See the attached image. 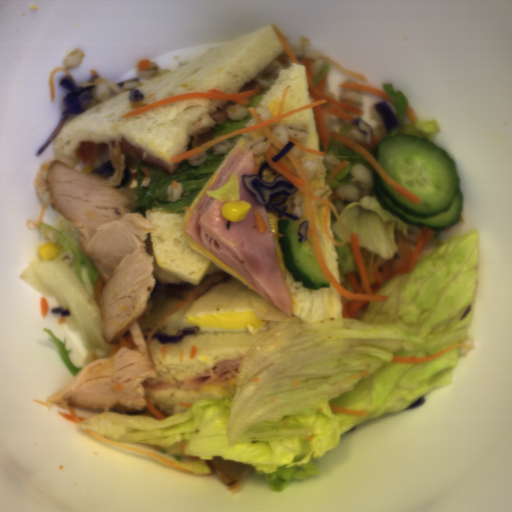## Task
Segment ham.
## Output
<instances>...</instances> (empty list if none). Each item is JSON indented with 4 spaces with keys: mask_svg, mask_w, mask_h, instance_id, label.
<instances>
[{
    "mask_svg": "<svg viewBox=\"0 0 512 512\" xmlns=\"http://www.w3.org/2000/svg\"><path fill=\"white\" fill-rule=\"evenodd\" d=\"M258 172L253 149L246 148L229 158L198 200L186 229L192 238L245 279L253 295L265 297L291 317L292 309L268 210L243 182V176ZM232 173L239 177V201L251 204L242 221L226 219L222 215V206L229 201H220L207 194V191L227 184Z\"/></svg>",
    "mask_w": 512,
    "mask_h": 512,
    "instance_id": "1",
    "label": "ham"
},
{
    "mask_svg": "<svg viewBox=\"0 0 512 512\" xmlns=\"http://www.w3.org/2000/svg\"><path fill=\"white\" fill-rule=\"evenodd\" d=\"M242 358L214 365L199 377L177 382L142 383L144 391H186L200 386H212L239 378Z\"/></svg>",
    "mask_w": 512,
    "mask_h": 512,
    "instance_id": "2",
    "label": "ham"
}]
</instances>
